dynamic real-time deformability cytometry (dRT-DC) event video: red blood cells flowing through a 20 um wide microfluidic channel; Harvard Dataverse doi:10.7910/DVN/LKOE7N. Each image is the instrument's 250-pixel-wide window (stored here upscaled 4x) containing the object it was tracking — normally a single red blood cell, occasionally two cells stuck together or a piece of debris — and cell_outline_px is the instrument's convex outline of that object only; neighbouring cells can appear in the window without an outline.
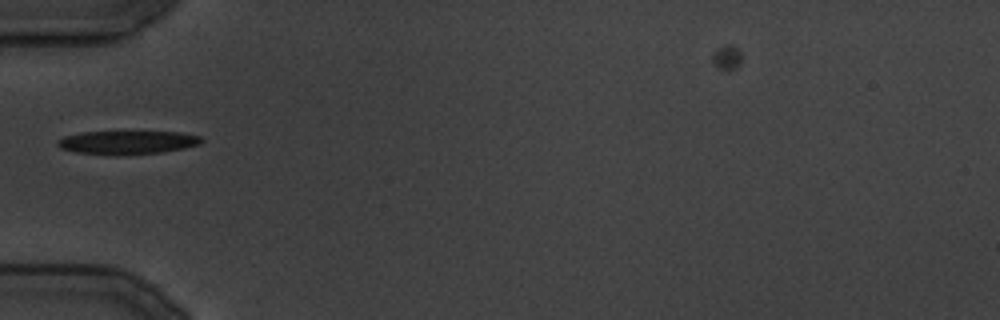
{"species": "common noctule bat (a hibernating species)", "species_latin": "Nyctalus noctula", "temperature_condition": "cold", "stored_images_in_passage": 9, "camera_frame_rate_fps": 3000, "um_per_image_px": 0.085, "animal": {"sex": "male", "body_mass_g": 19.5, "forearm_length_mm": 54.6}, "frame": {"image": 1, "passage_image": 6, "time_ms": 6.0, "image_size_px": [1000, 320], "cell_outline_px": [[204, 140], [200, 144], [184, 148], [164, 152], [120, 156], [112, 156], [76, 152], [60, 148], [56, 144], [56, 140], [64, 136], [84, 132], [180, 132], [200, 136]], "centroid_in_image_um": [10.81, 12.12], "position_along_channel_um": 74.2, "area_um2": 20.0}}